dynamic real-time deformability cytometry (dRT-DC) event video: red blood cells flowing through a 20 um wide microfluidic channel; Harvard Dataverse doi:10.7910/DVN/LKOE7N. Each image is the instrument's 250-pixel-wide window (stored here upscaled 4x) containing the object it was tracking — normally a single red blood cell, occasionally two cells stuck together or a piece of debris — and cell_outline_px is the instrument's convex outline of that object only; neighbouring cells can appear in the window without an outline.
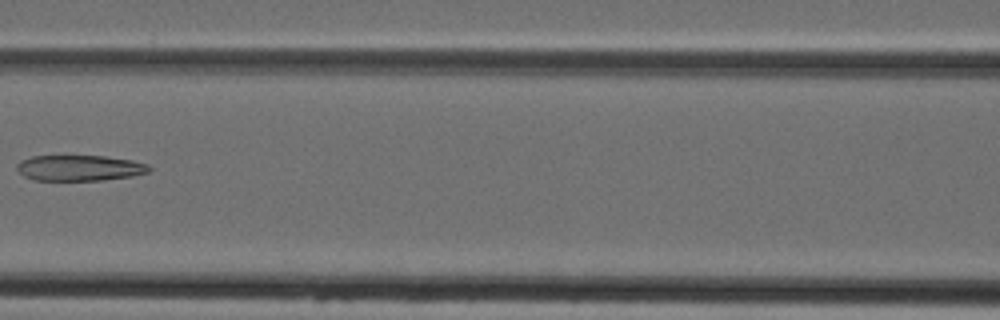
{"species": "Egyptian fruit bat (a non-hibernating species)", "species_latin": "Rousettus aegyptiacus", "temperature_condition": "cold", "stored_images_in_passage": 7, "camera_frame_rate_fps": 3000, "um_per_image_px": 0.085, "animal": {"sex": "female"}, "frame": {"image": 1, "passage_image": 6, "time_ms": 6.0, "image_size_px": [1000, 320], "cell_outline_px": [[152, 168], [148, 172], [132, 176], [104, 180], [32, 180], [24, 176], [16, 168], [16, 164], [20, 160], [32, 156], [104, 156], [132, 160], [148, 164]], "centroid_in_image_um": [6.76, 14.27], "position_along_channel_um": 159.8, "area_um2": 19.88}}
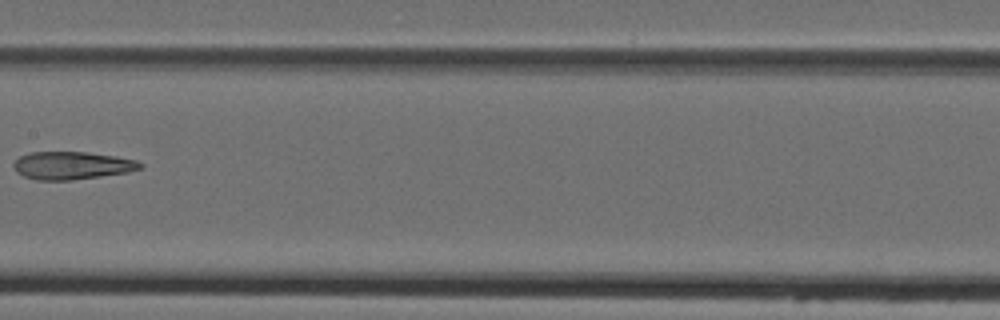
{"frame": {"image": 2, "passage_image": 7, "time_ms": 7.0, "image_size_px": [1000, 320], "cell_outline_px": [[144, 164], [140, 168], [128, 172], [72, 180], [36, 180], [24, 176], [16, 172], [12, 168], [12, 164], [20, 156], [32, 152], [88, 152], [116, 156], [136, 160]], "centroid_in_image_um": [6.09, 14.06], "position_along_channel_um": 201.3, "area_um2": 20.52}}